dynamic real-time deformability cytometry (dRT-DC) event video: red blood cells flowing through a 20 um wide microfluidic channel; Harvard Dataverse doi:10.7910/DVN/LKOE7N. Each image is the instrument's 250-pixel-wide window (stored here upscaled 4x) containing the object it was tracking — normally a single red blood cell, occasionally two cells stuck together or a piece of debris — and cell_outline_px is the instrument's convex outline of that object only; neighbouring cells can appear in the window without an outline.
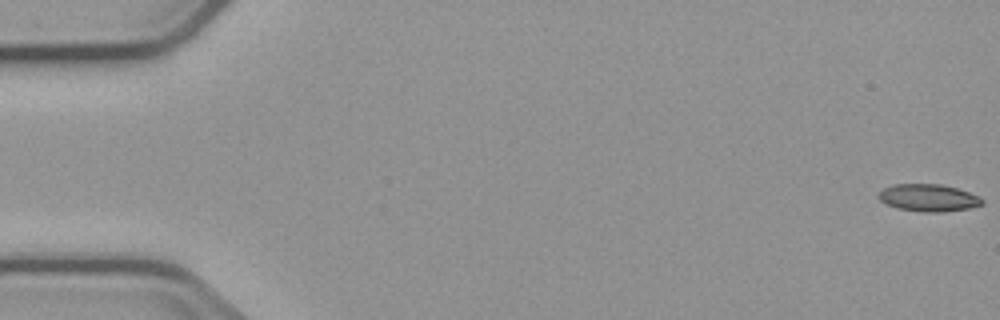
{"species": "common noctule bat (a hibernating species)", "species_latin": "Nyctalus noctula", "temperature_condition": "cold", "stored_images_in_passage": 9, "camera_frame_rate_fps": 3000, "um_per_image_px": 0.085, "animal": {"sex": "male", "body_mass_g": 23.1, "forearm_length_mm": 52.7}, "frame": {"image": 1, "passage_image": 1, "time_ms": 0.0, "image_size_px": [1000, 320], "cell_outline_px": [[984, 204], [968, 208], [944, 212], [924, 212], [896, 208], [880, 200], [876, 196], [884, 188], [896, 184], [940, 184], [956, 188], [980, 196], [984, 200]], "centroid_in_image_um": [78.93, 16.81], "position_along_channel_um": 6.1, "area_um2": 16.42}}
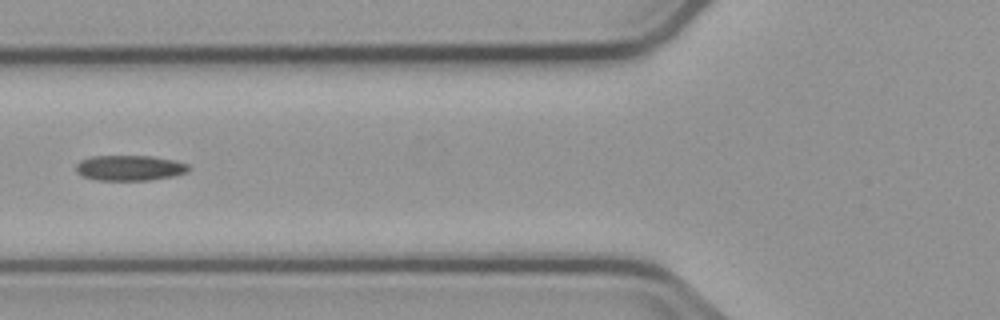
{"frame": {"image": 2, "passage_image": 6, "time_ms": 7.0, "image_size_px": [1000, 320], "cell_outline_px": [[188, 172], [172, 176], [148, 180], [96, 180], [80, 176], [76, 172], [76, 164], [80, 160], [92, 156], [152, 156], [176, 160], [188, 164]], "centroid_in_image_um": [10.99, 14.27], "position_along_channel_um": 114.8, "area_um2": 16.76}}
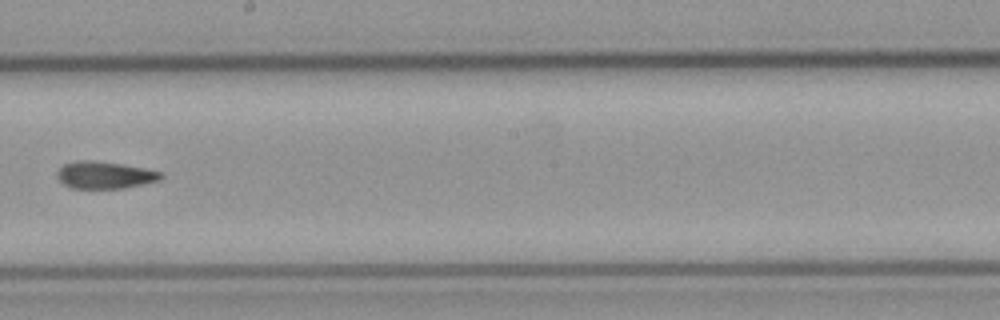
{"frame": {"image": 3, "passage_image": 9, "time_ms": 10.333, "image_size_px": [1000, 320], "cell_outline_px": [[164, 176], [160, 180], [124, 188], [72, 188], [64, 184], [56, 176], [56, 172], [64, 164], [76, 160], [96, 160], [124, 164], [144, 168], [160, 172]], "centroid_in_image_um": [8.89, 14.86], "position_along_channel_um": 239.3, "area_um2": 16.47}}